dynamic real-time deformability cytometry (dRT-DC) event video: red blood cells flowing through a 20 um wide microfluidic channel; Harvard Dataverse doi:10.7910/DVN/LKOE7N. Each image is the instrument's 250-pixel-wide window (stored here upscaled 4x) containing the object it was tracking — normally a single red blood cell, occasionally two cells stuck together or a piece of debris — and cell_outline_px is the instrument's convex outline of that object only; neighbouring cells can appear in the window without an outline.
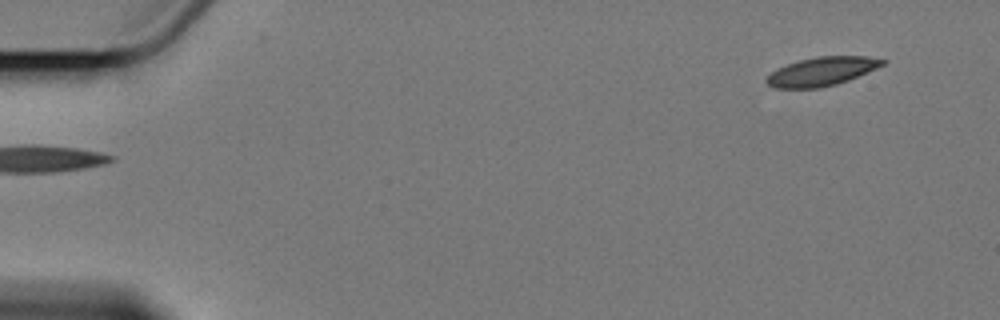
{"species": "Egyptian fruit bat (a non-hibernating species)", "species_latin": "Rousettus aegyptiacus", "temperature_condition": "cold", "stored_images_in_passage": 5, "segment_of_instrument_passage": [2, 2], "camera_frame_rate_fps": 3000, "um_per_image_px": 0.085, "animal": {"sex": "female"}, "frame": {"image": 1, "passage_image": 5, "time_ms": 6.667, "image_size_px": [1000, 320], "cell_outline_px": [[888, 60], [884, 64], [876, 68], [848, 80], [836, 84], [820, 88], [772, 88], [764, 80], [776, 68], [800, 60], [816, 56], [868, 56]], "centroid_in_image_um": [69.84, 6.07], "position_along_channel_um": 15.2, "area_um2": 19.36}}